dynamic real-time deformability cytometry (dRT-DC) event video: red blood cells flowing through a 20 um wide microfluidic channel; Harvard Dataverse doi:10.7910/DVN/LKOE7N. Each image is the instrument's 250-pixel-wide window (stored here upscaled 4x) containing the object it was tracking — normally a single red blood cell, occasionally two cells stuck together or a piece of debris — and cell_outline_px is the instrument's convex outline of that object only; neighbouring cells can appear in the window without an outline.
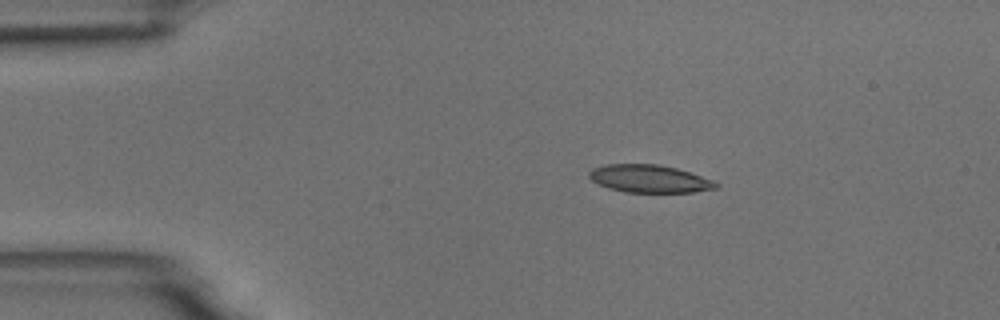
{"species": "common noctule bat (a hibernating species)", "species_latin": "Nyctalus noctula", "temperature_condition": "room temperature", "stored_images_in_passage": 13, "camera_frame_rate_fps": 3000, "um_per_image_px": 0.085, "animal": {"sex": "male", "body_mass_g": 18.8}, "frame": {"image": 1, "passage_image": 1, "time_ms": 0.0, "image_size_px": [1000, 320], "cell_outline_px": [[720, 184], [716, 188], [692, 192], [624, 192], [608, 188], [592, 180], [588, 176], [588, 172], [592, 168], [604, 164], [656, 164], [676, 168], [712, 180]], "centroid_in_image_um": [55.15, 15.19], "position_along_channel_um": 29.8, "area_um2": 20.35}}
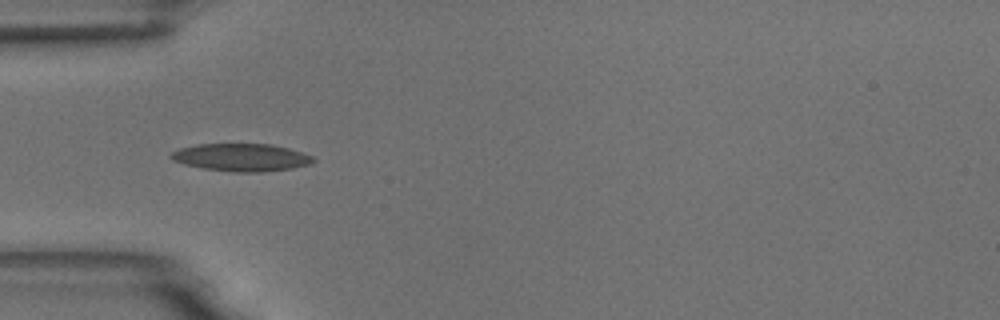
{"frame": {"image": 2, "passage_image": 3, "time_ms": 2.333, "image_size_px": [1000, 320], "cell_outline_px": [[316, 160], [312, 164], [292, 168], [264, 172], [232, 172], [204, 168], [184, 164], [172, 160], [168, 156], [172, 152], [180, 148], [200, 144], [272, 144], [288, 148], [312, 156]], "centroid_in_image_um": [20.52, 13.38], "position_along_channel_um": 64.5, "area_um2": 22.89}}
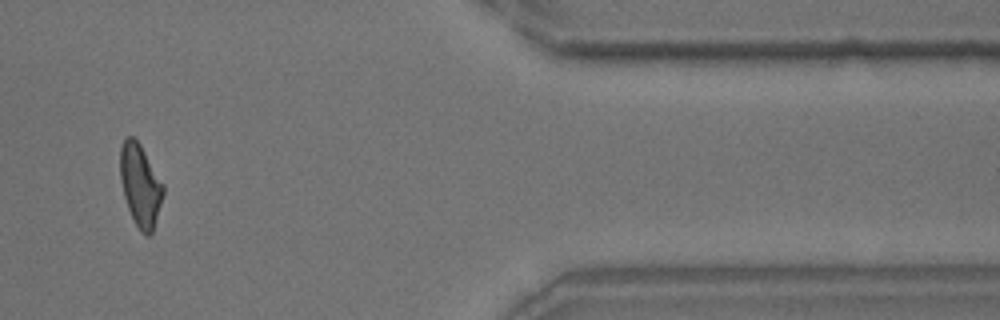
{"frame": {"image": 3, "passage_image": 11, "time_ms": 12.333, "image_size_px": [1000, 320], "cell_outline_px": [[164, 192], [152, 232], [148, 236], [144, 236], [140, 232], [128, 208], [124, 196], [120, 180], [120, 148], [124, 140], [128, 136], [132, 136], [140, 144], [164, 184]], "centroid_in_image_um": [11.92, 15.75], "position_along_channel_um": 399.5, "area_um2": 20.46}, "authors_computed_cell_mechanics": {"area_um2": 20.9236, "velocity_mm_per_s": 3.7134, "shape_relaxation_time_tau1_ms": 7.6614, "shape_relaxation_time_tau2_ms": 2.4563, "deformation_change_tau1": 0.1874, "deformation_change_tau2": 0.1092}}